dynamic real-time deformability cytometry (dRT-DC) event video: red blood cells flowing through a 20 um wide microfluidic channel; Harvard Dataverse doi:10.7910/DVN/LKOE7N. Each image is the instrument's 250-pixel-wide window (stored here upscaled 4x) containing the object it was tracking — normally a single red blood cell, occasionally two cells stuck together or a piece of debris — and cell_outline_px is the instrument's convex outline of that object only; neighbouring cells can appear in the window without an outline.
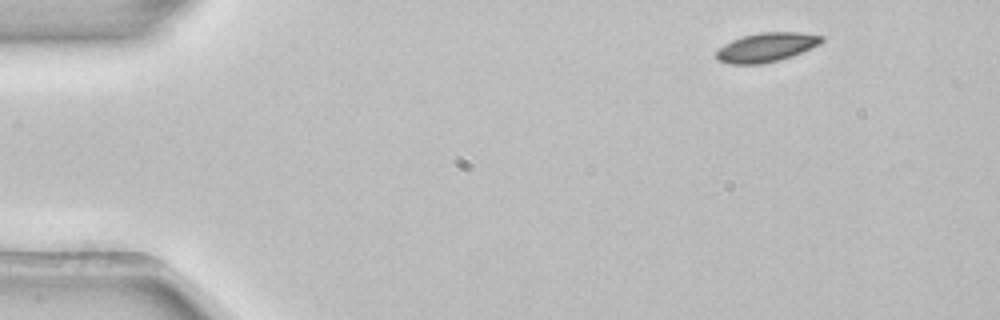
{"species": "common noctule bat (a hibernating species)", "species_latin": "Nyctalus noctula", "temperature_condition": "room temperature", "stored_images_in_passage": 4, "segment_of_instrument_passage": [1, 2], "camera_frame_rate_fps": 3000, "um_per_image_px": 0.085, "animal": {"sex": "female", "body_mass_g": 22.7, "forearm_length_mm": 54.2}, "frame": {"image": 1, "passage_image": 1, "time_ms": 0.0, "image_size_px": [1000, 320], "cell_outline_px": [[824, 40], [820, 44], [792, 56], [760, 64], [732, 64], [720, 60], [716, 56], [716, 52], [724, 44], [732, 40], [744, 36], [760, 32], [800, 32], [824, 36]], "centroid_in_image_um": [65.17, 4.0], "position_along_channel_um": 19.8, "area_um2": 17.63}}